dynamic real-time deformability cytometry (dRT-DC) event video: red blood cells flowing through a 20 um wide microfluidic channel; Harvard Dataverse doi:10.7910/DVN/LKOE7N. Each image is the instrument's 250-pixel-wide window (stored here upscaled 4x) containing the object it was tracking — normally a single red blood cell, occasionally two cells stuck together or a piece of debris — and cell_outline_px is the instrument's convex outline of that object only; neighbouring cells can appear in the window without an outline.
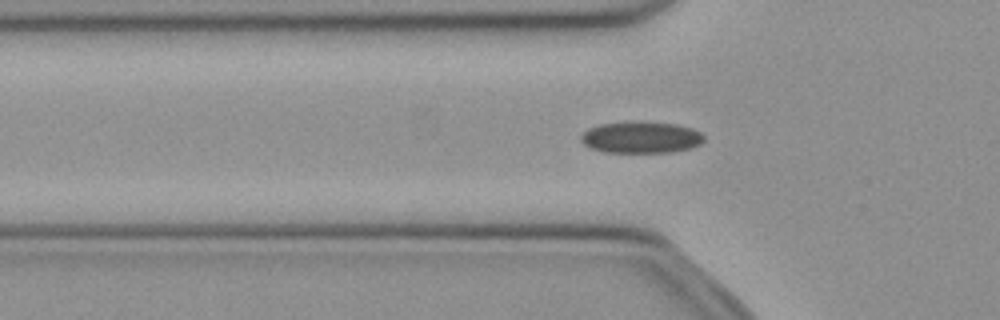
{"species": "common noctule bat (a hibernating species)", "species_latin": "Nyctalus noctula", "temperature_condition": "cold", "stored_images_in_passage": 51, "camera_frame_rate_fps": 3000, "um_per_image_px": 0.085, "animal": {"sex": "female", "body_mass_g": 21.9}, "frame": {"image": 1, "passage_image": 16, "time_ms": 5.0, "image_size_px": [1000, 320], "cell_outline_px": [[704, 140], [700, 144], [692, 148], [672, 152], [604, 152], [588, 148], [580, 140], [580, 136], [588, 128], [600, 124], [676, 124], [692, 128], [700, 132], [704, 136]], "centroid_in_image_um": [54.49, 11.72], "position_along_channel_um": 71.3, "area_um2": 21.96}}
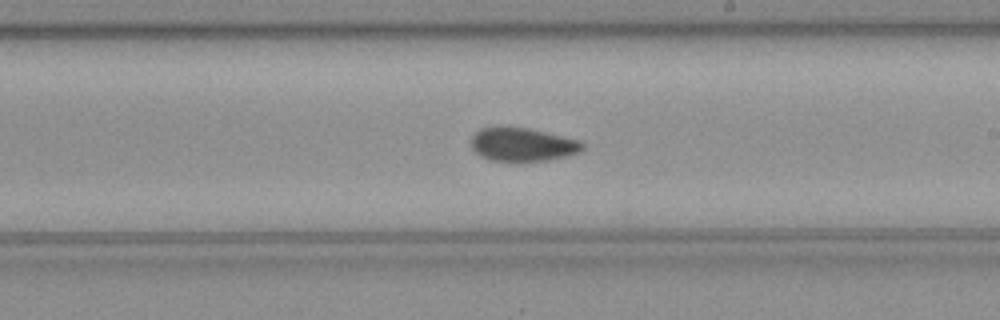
{"frame": {"image": 2, "passage_image": 29, "time_ms": 9.333, "image_size_px": [1000, 320], "cell_outline_px": [[584, 148], [580, 152], [568, 156], [548, 160], [488, 160], [480, 156], [472, 148], [472, 136], [480, 128], [500, 124], [528, 128], [580, 140], [584, 144]], "centroid_in_image_um": [44.4, 12.24], "position_along_channel_um": 244.6, "area_um2": 22.02}}
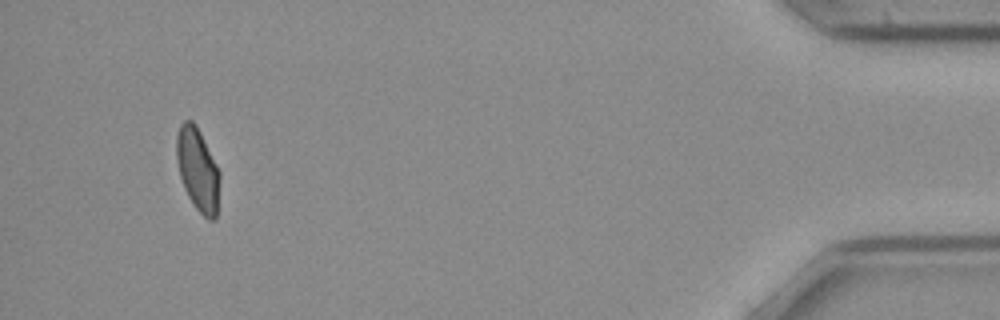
{"frame": {"image": 3, "passage_image": 48, "time_ms": 15.667, "image_size_px": [1000, 320], "cell_outline_px": [[220, 176], [216, 220], [208, 220], [196, 208], [188, 196], [184, 188], [180, 176], [176, 156], [176, 136], [180, 124], [184, 120], [192, 120], [196, 124], [220, 172]], "centroid_in_image_um": [16.8, 14.41], "position_along_channel_um": 418.4, "area_um2": 20.87}, "authors_computed_cell_mechanics": {"area_um2": 22.0218, "velocity_mm_per_s": 3.9744, "shape_relaxation_time_tau1_ms": null, "shape_relaxation_time_tau2_ms": 2.5518, "deformation_change_tau1": null, "deformation_change_tau2": 0.0559}}